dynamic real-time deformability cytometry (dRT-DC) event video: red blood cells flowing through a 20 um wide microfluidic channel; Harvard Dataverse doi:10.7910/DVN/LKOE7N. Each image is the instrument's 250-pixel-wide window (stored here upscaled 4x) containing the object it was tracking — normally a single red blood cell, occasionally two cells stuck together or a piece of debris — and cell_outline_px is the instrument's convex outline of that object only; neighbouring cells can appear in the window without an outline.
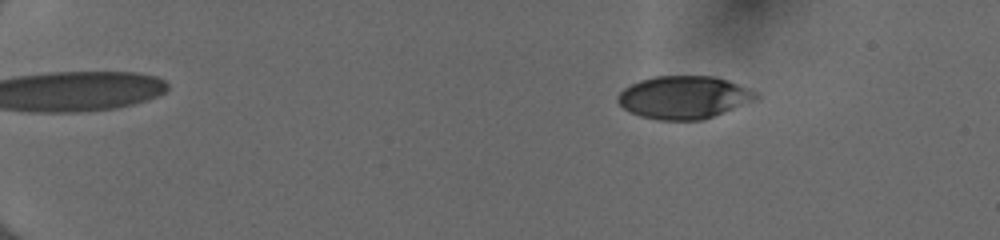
{"species": "human", "species_latin": "Homo sapiens", "temperature_condition": "cold", "stored_images_in_passage": 53, "camera_frame_rate_fps": 3000, "um_per_image_px": 0.085, "donor": {"sex": "female"}, "frame": {"image": 1, "passage_image": 9, "time_ms": 2.667, "image_size_px": [1000, 240], "cell_outline_px": [[760, 96], [752, 100], [704, 120], [656, 120], [640, 116], [624, 108], [616, 100], [616, 96], [624, 88], [640, 80], [652, 76], [716, 76], [728, 80], [756, 92]], "centroid_in_image_um": [58.08, 8.27], "position_along_channel_um": 26.9, "area_um2": 34.22}}
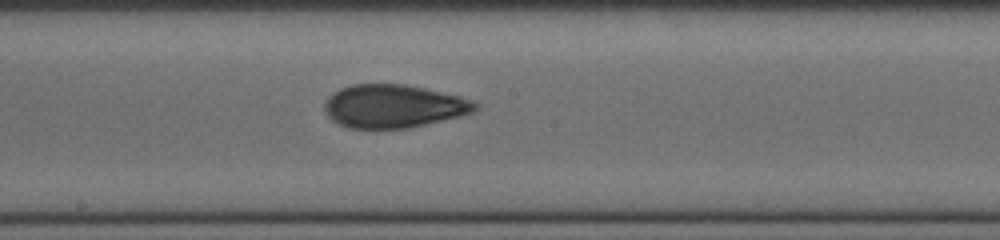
{"frame": {"image": 2, "passage_image": 32, "time_ms": 10.333, "image_size_px": [1000, 240], "cell_outline_px": [[480, 108], [472, 112], [460, 116], [408, 128], [348, 128], [332, 120], [324, 112], [324, 104], [328, 96], [340, 88], [352, 84], [404, 84], [424, 88], [460, 96], [472, 100], [480, 104]], "centroid_in_image_um": [33.45, 9.02], "position_along_channel_um": 214.7, "area_um2": 37.97}}
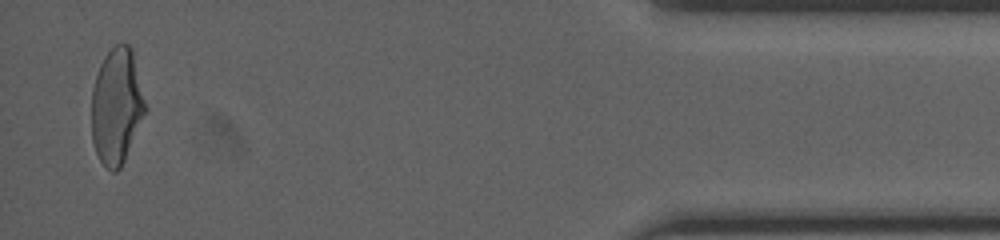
{"frame": {"image": 3, "passage_image": 52, "time_ms": 17.0, "image_size_px": [1000, 240], "cell_outline_px": [[148, 108], [124, 160], [120, 168], [116, 172], [112, 172], [100, 160], [96, 152], [92, 140], [92, 88], [100, 64], [104, 56], [116, 44], [128, 44], [132, 48]], "centroid_in_image_um": [9.93, 9.01], "position_along_channel_um": 425.3, "area_um2": 36.36}, "authors_computed_cell_mechanics": {"area_um2": 36.6452, "velocity_mm_per_s": 4.0467, "shape_relaxation_time_tau1_ms": 5.883, "shape_relaxation_time_tau2_ms": 1.6586, "deformation_change_tau1": 0.1917, "deformation_change_tau2": 0.0831}}